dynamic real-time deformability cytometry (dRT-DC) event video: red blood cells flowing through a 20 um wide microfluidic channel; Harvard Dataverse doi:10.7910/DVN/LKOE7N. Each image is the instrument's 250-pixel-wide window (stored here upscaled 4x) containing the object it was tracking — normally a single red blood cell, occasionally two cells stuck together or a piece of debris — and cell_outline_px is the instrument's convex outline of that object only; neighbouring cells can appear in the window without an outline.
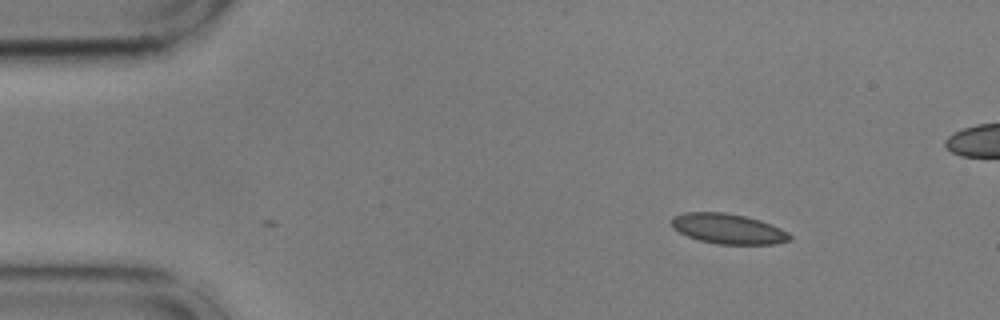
{"species": "common noctule bat (a hibernating species)", "species_latin": "Nyctalus noctula", "temperature_condition": "cold", "stored_images_in_passage": 2, "camera_frame_rate_fps": 3000, "um_per_image_px": 0.085, "animal": {"sex": "male", "body_mass_g": 17.9, "forearm_length_mm": 54.2}, "frame": {"image": 1, "passage_image": 2, "time_ms": 0.333, "image_size_px": [1000, 320], "cell_outline_px": [[792, 240], [776, 244], [716, 244], [700, 240], [688, 236], [672, 228], [672, 216], [684, 212], [724, 212], [744, 216], [760, 220], [772, 224], [788, 232], [792, 236]], "centroid_in_image_um": [61.91, 19.44], "position_along_channel_um": 23.1, "area_um2": 20.87}}